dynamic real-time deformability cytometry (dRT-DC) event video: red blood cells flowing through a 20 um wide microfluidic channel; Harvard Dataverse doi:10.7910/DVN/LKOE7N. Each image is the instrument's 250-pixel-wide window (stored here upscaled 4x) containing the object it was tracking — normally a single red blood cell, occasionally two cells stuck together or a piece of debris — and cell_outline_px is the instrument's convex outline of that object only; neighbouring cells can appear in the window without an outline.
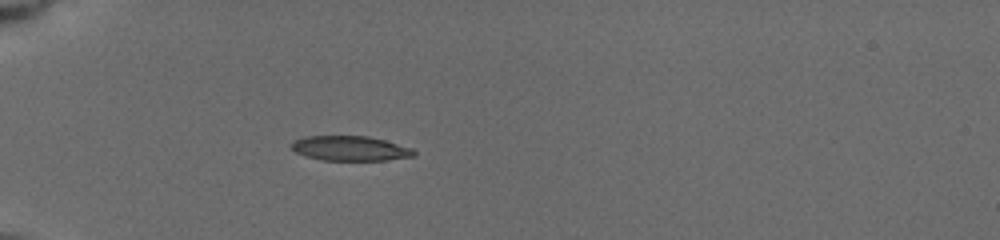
{"species": "common noctule bat (a hibernating species)", "species_latin": "Nyctalus noctula", "temperature_condition": "cold", "stored_images_in_passage": 29, "camera_frame_rate_fps": 3000, "um_per_image_px": 0.085, "animal": {"sex": "female", "body_mass_g": 19.5, "forearm_length_mm": 54.1}, "frame": {"image": 1, "passage_image": 22, "time_ms": 5.667, "image_size_px": [1000, 240], "cell_outline_px": [[416, 156], [388, 160], [324, 160], [308, 156], [296, 152], [288, 144], [292, 140], [304, 136], [368, 136], [384, 140], [412, 148], [416, 152]], "centroid_in_image_um": [29.76, 12.6], "position_along_channel_um": 55.2, "area_um2": 17.74}}
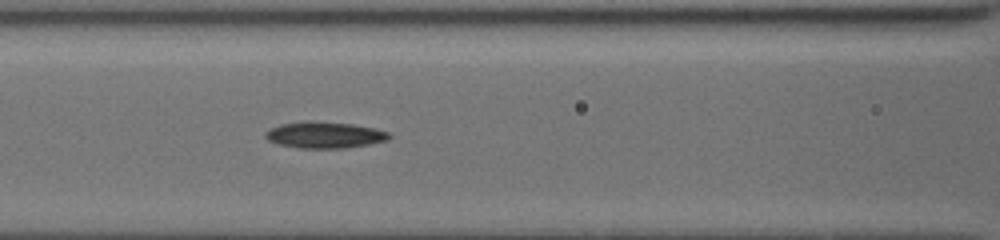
{"frame": {"image": 2, "passage_image": 29, "time_ms": 8.333, "image_size_px": [1000, 240], "cell_outline_px": [[392, 136], [388, 140], [368, 144], [344, 148], [300, 148], [280, 144], [268, 140], [264, 136], [264, 132], [280, 124], [352, 124], [372, 128], [388, 132]], "centroid_in_image_um": [27.63, 11.52], "position_along_channel_um": 139.0, "area_um2": 17.86}}